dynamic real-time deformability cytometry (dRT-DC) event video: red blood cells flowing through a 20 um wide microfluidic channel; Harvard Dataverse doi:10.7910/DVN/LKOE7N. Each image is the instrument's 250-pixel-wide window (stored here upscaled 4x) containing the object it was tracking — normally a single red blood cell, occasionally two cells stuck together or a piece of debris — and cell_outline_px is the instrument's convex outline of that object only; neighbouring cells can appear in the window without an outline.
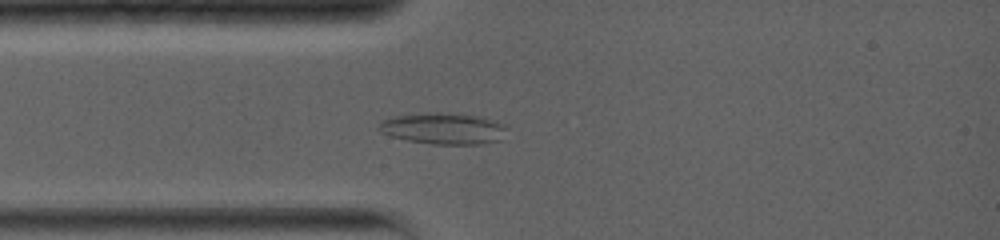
{"species": "common noctule bat (a hibernating species)", "species_latin": "Nyctalus noctula", "temperature_condition": "warm", "stored_images_in_passage": 33, "camera_frame_rate_fps": 5000, "um_per_image_px": 0.085, "animal": {"sex": "female", "body_mass_g": 19.0, "forearm_length_mm": 56.7}, "frame": {"image": 1, "passage_image": 7, "time_ms": 2.8, "image_size_px": [1000, 240], "cell_outline_px": [[508, 128], [500, 140], [484, 144], [432, 144], [408, 140], [392, 136], [380, 132], [376, 128], [380, 120], [392, 116], [436, 112], [440, 112], [480, 116], [504, 124]], "centroid_in_image_um": [37.67, 10.92], "position_along_channel_um": 47.3, "area_um2": 23.52}}
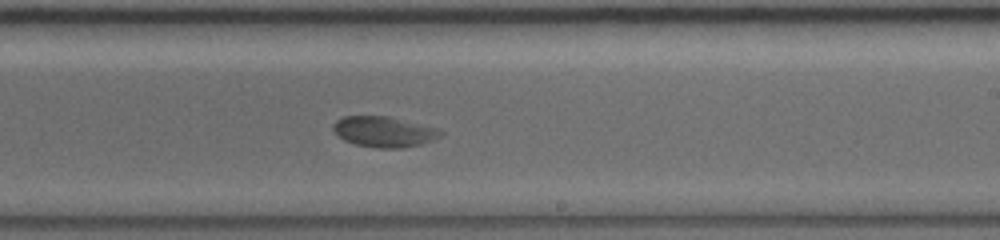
{"frame": {"image": 2, "passage_image": 20, "time_ms": 8.4, "image_size_px": [1000, 240], "cell_outline_px": [[444, 132], [440, 136], [432, 140], [420, 144], [404, 148], [376, 148], [356, 144], [344, 140], [332, 128], [332, 124], [336, 120], [344, 116], [388, 116], [440, 128]], "centroid_in_image_um": [32.66, 11.19], "position_along_channel_um": 256.3, "area_um2": 19.19}}
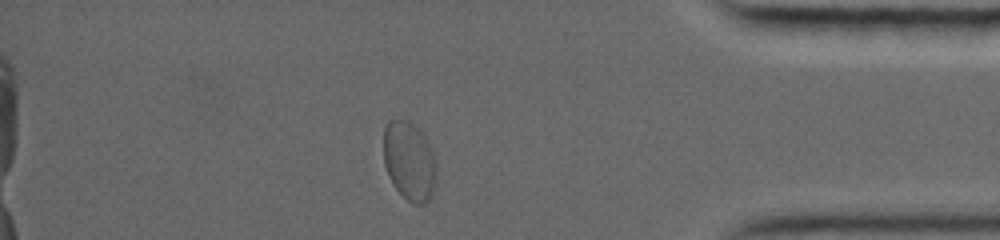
{"frame": {"image": 3, "passage_image": 30, "time_ms": 13.0, "image_size_px": [1000, 240], "cell_outline_px": [[436, 184], [432, 196], [424, 204], [412, 204], [392, 184], [388, 176], [384, 164], [384, 128], [388, 120], [408, 120], [420, 128], [424, 132], [432, 148], [436, 164]], "centroid_in_image_um": [34.82, 13.67], "position_along_channel_um": 400.4, "area_um2": 24.85}}